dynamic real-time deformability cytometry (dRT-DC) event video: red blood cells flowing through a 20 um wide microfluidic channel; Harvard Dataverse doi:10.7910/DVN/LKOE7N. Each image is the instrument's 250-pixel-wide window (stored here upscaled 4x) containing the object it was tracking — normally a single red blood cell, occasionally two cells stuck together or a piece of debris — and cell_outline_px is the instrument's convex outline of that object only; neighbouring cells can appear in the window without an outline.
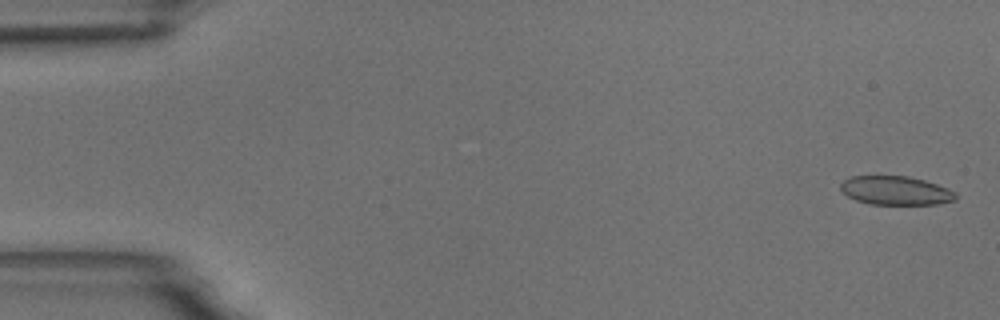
{"species": "common noctule bat (a hibernating species)", "species_latin": "Nyctalus noctula", "temperature_condition": "room temperature", "stored_images_in_passage": 58, "camera_frame_rate_fps": 3000, "um_per_image_px": 0.085, "animal": {"sex": "male", "body_mass_g": 18.8}, "frame": {"image": 1, "passage_image": 2, "time_ms": 0.333, "image_size_px": [1000, 320], "cell_outline_px": [[956, 200], [936, 204], [868, 204], [856, 200], [848, 196], [840, 188], [840, 184], [844, 180], [852, 176], [908, 176], [924, 180], [948, 188], [956, 192]], "centroid_in_image_um": [76.14, 16.2], "position_along_channel_um": 8.9, "area_um2": 19.25}}
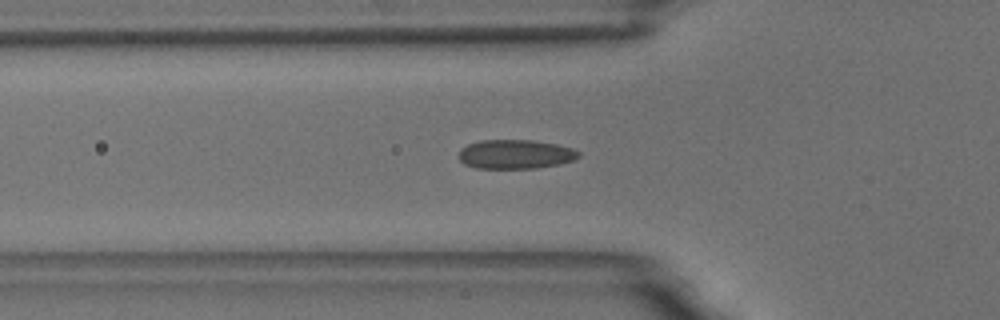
{"frame": {"image": 2, "passage_image": 20, "time_ms": 6.333, "image_size_px": [1000, 320], "cell_outline_px": [[580, 156], [576, 160], [560, 164], [536, 168], [476, 168], [464, 164], [460, 160], [460, 148], [468, 144], [480, 140], [532, 140], [556, 144], [572, 148], [580, 152]], "centroid_in_image_um": [43.83, 13.11], "position_along_channel_um": 82.0, "area_um2": 20.46}}
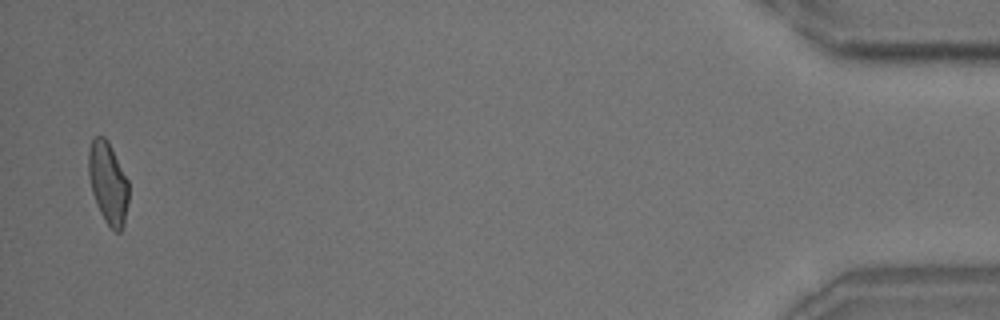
{"frame": {"image": 3, "passage_image": 57, "time_ms": 18.667, "image_size_px": [1000, 320], "cell_outline_px": [[128, 200], [124, 224], [120, 232], [116, 232], [104, 220], [96, 204], [92, 192], [88, 172], [88, 152], [92, 136], [104, 136], [108, 140], [128, 180]], "centroid_in_image_um": [9.17, 15.52], "position_along_channel_um": 426.0, "area_um2": 19.19}, "authors_computed_cell_mechanics": {"area_um2": 20.1144, "velocity_mm_per_s": 3.489, "shape_relaxation_time_tau1_ms": null, "shape_relaxation_time_tau2_ms": 1.1323, "deformation_change_tau1": null, "deformation_change_tau2": 0.0497}}